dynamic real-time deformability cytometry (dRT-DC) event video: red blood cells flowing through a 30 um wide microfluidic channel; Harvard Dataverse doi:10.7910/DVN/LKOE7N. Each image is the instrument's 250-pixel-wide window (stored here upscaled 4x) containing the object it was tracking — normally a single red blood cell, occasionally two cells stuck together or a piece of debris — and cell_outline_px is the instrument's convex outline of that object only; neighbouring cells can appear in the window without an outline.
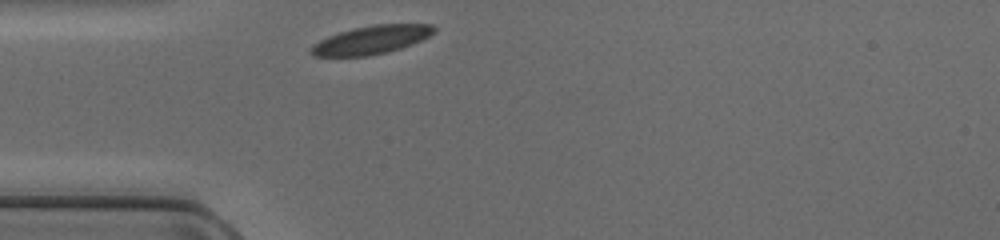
{"species": "common noctule bat (a hibernating species)", "species_latin": "Nyctalus noctula", "temperature_condition": "cold", "stored_images_in_passage": 26, "camera_frame_rate_fps": 3000, "um_per_image_px": 0.085, "animal": {"sex": "female", "body_mass_g": 17.0, "forearm_length_mm": 48.0}, "frame": {"image": 1, "passage_image": 1, "time_ms": 0.0, "image_size_px": [1000, 240], "cell_outline_px": [[436, 32], [412, 44], [388, 52], [368, 56], [312, 56], [312, 44], [328, 36], [352, 28], [372, 24], [432, 24], [436, 28]], "centroid_in_image_um": [31.58, 3.38], "position_along_channel_um": 53.4, "area_um2": 20.29}}
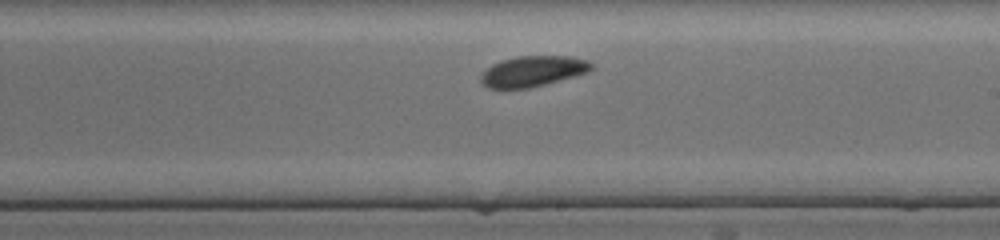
{"frame": {"image": 2, "passage_image": 15, "time_ms": 4.667, "image_size_px": [1000, 240], "cell_outline_px": [[596, 68], [588, 72], [544, 84], [528, 88], [488, 88], [480, 80], [480, 76], [492, 64], [500, 60], [516, 56], [572, 56], [588, 60], [596, 64]], "centroid_in_image_um": [45.35, 6.03], "position_along_channel_um": 243.7, "area_um2": 19.77}}
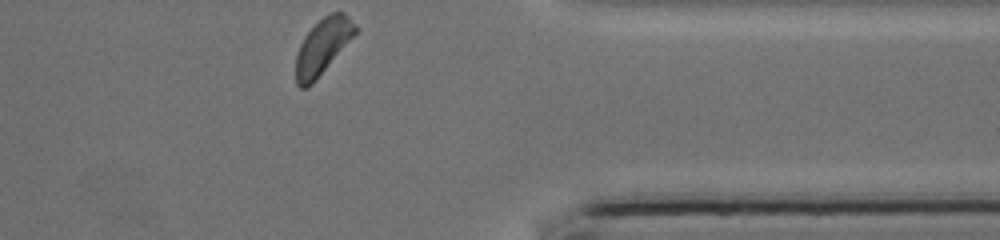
{"frame": {"image": 3, "passage_image": 26, "time_ms": 8.333, "image_size_px": [1000, 240], "cell_outline_px": [[360, 28], [316, 80], [308, 88], [300, 88], [296, 84], [296, 56], [300, 44], [304, 36], [328, 12], [344, 12]], "centroid_in_image_um": [27.43, 3.94], "position_along_channel_um": 384.0, "area_um2": 19.13}}